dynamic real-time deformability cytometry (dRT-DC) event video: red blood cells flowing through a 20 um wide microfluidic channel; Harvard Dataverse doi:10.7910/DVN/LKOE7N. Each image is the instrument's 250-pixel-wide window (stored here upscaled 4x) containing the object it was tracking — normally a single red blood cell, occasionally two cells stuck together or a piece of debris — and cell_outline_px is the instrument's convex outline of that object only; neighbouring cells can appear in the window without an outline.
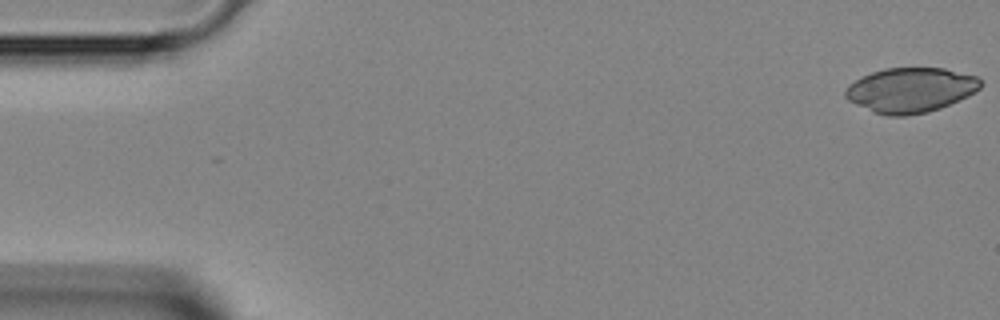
{"species": "Egyptian fruit bat (a non-hibernating species)", "species_latin": "Rousettus aegyptiacus", "temperature_condition": "room temperature", "stored_images_in_passage": 46, "camera_frame_rate_fps": 3000, "um_per_image_px": 0.085, "animal": {"sex": "female"}, "frame": {"image": 1, "passage_image": 1, "time_ms": 0.0, "image_size_px": [1000, 320], "cell_outline_px": [[984, 84], [980, 88], [968, 96], [940, 108], [928, 112], [904, 116], [888, 116], [872, 112], [848, 100], [844, 96], [844, 92], [848, 84], [872, 72], [884, 68], [944, 68], [976, 76]], "centroid_in_image_um": [77.39, 7.66], "position_along_channel_um": 7.6, "area_um2": 35.32}}
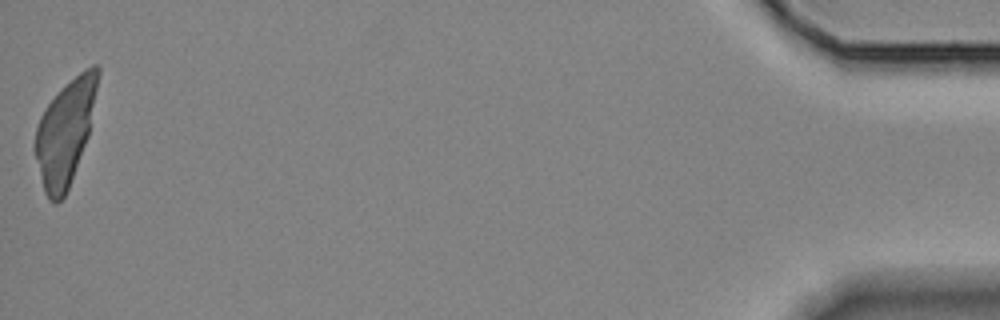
{"frame": {"image": 2, "passage_image": 46, "time_ms": 15.0, "image_size_px": [1000, 320], "cell_outline_px": [[100, 72], [88, 136], [68, 188], [64, 196], [56, 204], [48, 200], [44, 192], [32, 148], [36, 128], [40, 116], [44, 108], [84, 68], [92, 64], [96, 64], [100, 68]], "centroid_in_image_um": [5.51, 11.27], "position_along_channel_um": 429.7, "area_um2": 37.86}}